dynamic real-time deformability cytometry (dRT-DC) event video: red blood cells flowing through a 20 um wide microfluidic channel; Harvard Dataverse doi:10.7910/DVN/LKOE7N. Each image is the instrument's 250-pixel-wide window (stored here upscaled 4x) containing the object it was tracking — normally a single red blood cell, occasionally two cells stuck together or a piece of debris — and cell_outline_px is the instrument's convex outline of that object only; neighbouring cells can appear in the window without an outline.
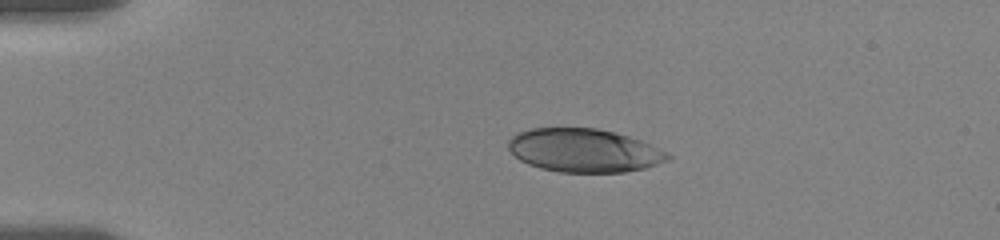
{"species": "human", "species_latin": "Homo sapiens", "temperature_condition": "room temperature", "stored_images_in_passage": 10, "camera_frame_rate_fps": 3000, "um_per_image_px": 0.085, "donor": {"sex": "female"}, "frame": {"image": 1, "passage_image": 1, "time_ms": 0.0, "image_size_px": [1000, 240], "cell_outline_px": [[672, 160], [644, 168], [624, 172], [560, 172], [540, 168], [528, 164], [520, 160], [508, 148], [508, 140], [512, 136], [520, 132], [532, 128], [596, 128], [628, 136], [652, 144], [668, 152], [672, 156]], "centroid_in_image_um": [49.68, 12.79], "position_along_channel_um": 35.3, "area_um2": 40.4}}
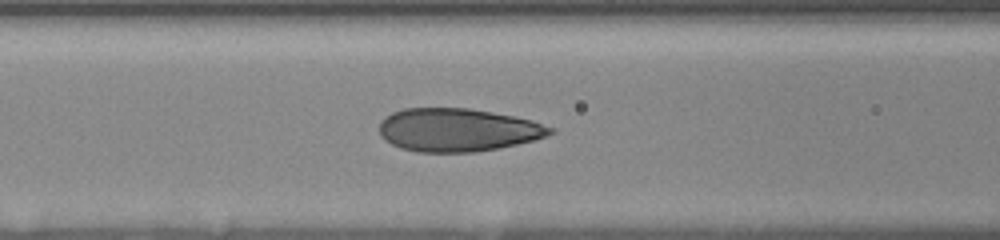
{"frame": {"image": 2, "passage_image": 6, "time_ms": 4.0, "image_size_px": [1000, 240], "cell_outline_px": [[556, 132], [548, 136], [536, 140], [500, 148], [476, 152], [416, 152], [400, 148], [392, 144], [380, 136], [380, 124], [392, 112], [404, 108], [468, 108], [492, 112], [532, 120], [552, 128]], "centroid_in_image_um": [38.93, 11.05], "position_along_channel_um": 127.7, "area_um2": 43.0}}
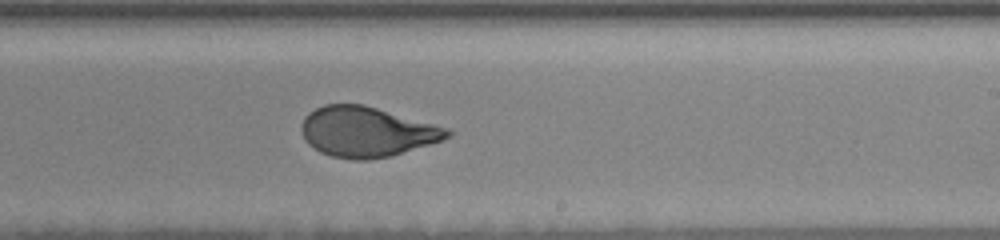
{"frame": {"image": 3, "passage_image": 10, "time_ms": 7.667, "image_size_px": [1000, 240], "cell_outline_px": [[452, 136], [444, 140], [392, 156], [368, 160], [352, 160], [332, 156], [320, 152], [308, 144], [300, 128], [304, 116], [308, 112], [324, 104], [364, 104], [448, 128], [452, 132]], "centroid_in_image_um": [31.18, 11.21], "position_along_channel_um": 257.8, "area_um2": 42.83}}